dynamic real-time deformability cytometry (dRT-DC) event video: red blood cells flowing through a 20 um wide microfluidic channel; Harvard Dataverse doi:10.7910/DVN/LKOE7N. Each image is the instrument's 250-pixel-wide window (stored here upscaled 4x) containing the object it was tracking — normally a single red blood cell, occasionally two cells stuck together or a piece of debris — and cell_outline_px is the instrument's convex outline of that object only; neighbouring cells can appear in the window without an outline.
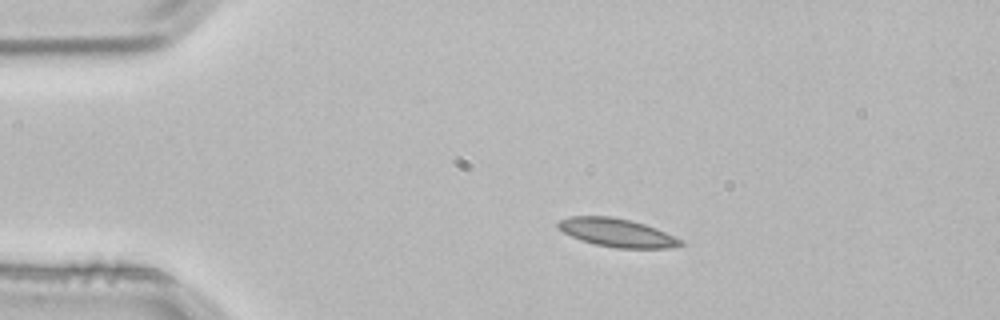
{"species": "common noctule bat (a hibernating species)", "species_latin": "Nyctalus noctula", "temperature_condition": "room temperature", "stored_images_in_passage": 2, "camera_frame_rate_fps": 3000, "um_per_image_px": 0.085, "animal": {"sex": "male", "body_mass_g": 21.5, "forearm_length_mm": 52.0}, "frame": {"image": 1, "passage_image": 1, "time_ms": 0.0, "image_size_px": [1000, 320], "cell_outline_px": [[684, 244], [668, 248], [616, 248], [596, 244], [580, 240], [564, 232], [556, 224], [560, 220], [572, 216], [612, 216], [644, 224], [656, 228], [684, 240]], "centroid_in_image_um": [52.47, 19.78], "position_along_channel_um": 32.5, "area_um2": 20.06}}